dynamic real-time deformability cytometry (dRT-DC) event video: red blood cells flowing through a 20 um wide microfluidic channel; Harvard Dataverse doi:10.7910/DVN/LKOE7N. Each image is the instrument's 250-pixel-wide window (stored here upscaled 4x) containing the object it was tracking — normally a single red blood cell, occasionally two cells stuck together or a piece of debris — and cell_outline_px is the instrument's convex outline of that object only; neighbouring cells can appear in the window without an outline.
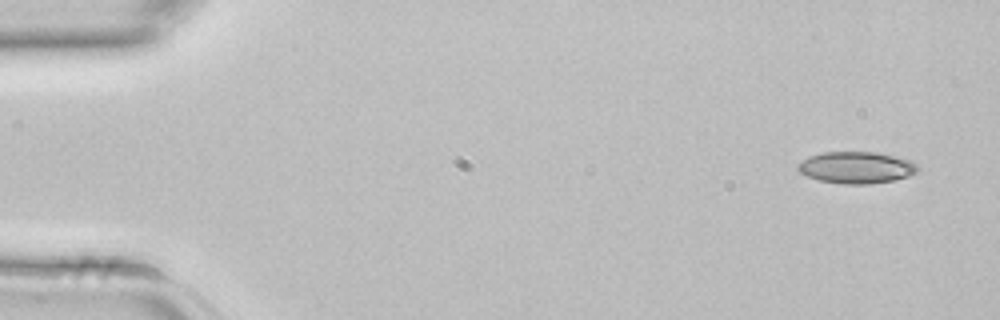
{"species": "common noctule bat (a hibernating species)", "species_latin": "Nyctalus noctula", "temperature_condition": "room temperature", "stored_images_in_passage": 4, "camera_frame_rate_fps": 3000, "um_per_image_px": 0.085, "animal": {"sex": "female", "body_mass_g": 22.7, "forearm_length_mm": 54.2}, "frame": {"image": 1, "passage_image": 1, "time_ms": 0.0, "image_size_px": [1000, 320], "cell_outline_px": [[920, 168], [916, 172], [908, 176], [892, 180], [868, 184], [844, 184], [820, 180], [808, 176], [800, 172], [796, 168], [796, 164], [808, 156], [824, 152], [880, 152], [896, 156], [908, 160], [916, 164]], "centroid_in_image_um": [72.77, 14.23], "position_along_channel_um": 12.2, "area_um2": 22.14}}
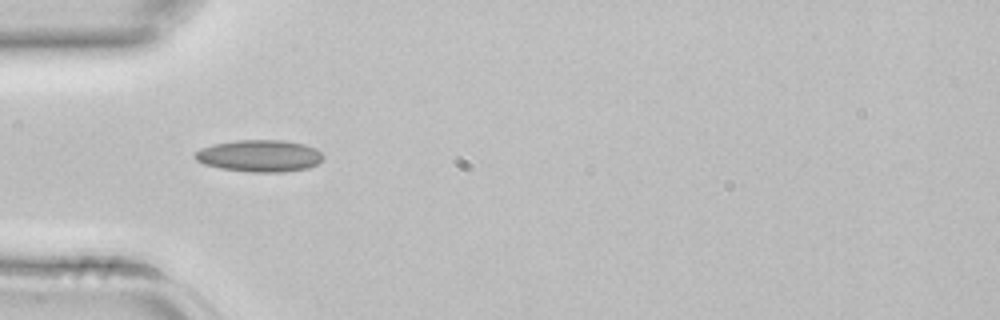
{"frame": {"image": 2, "passage_image": 4, "time_ms": 1.0, "image_size_px": [1000, 320], "cell_outline_px": [[324, 156], [316, 164], [308, 168], [284, 172], [252, 172], [220, 168], [204, 164], [196, 160], [192, 156], [192, 152], [200, 148], [212, 144], [236, 140], [284, 140], [304, 144], [316, 148]], "centroid_in_image_um": [22.01, 13.24], "position_along_channel_um": 63.0, "area_um2": 24.04}}